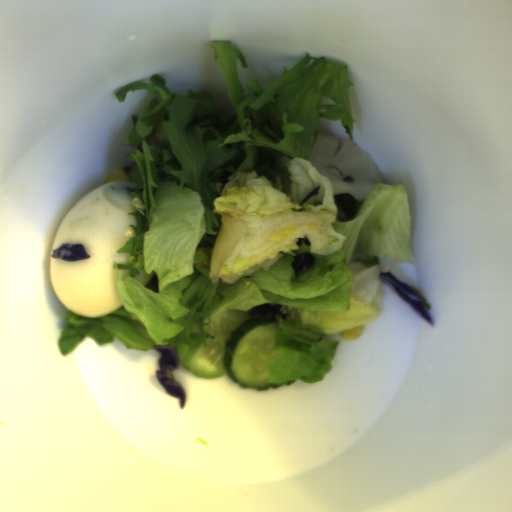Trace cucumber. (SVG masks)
<instances>
[{
	"mask_svg": "<svg viewBox=\"0 0 512 512\" xmlns=\"http://www.w3.org/2000/svg\"><path fill=\"white\" fill-rule=\"evenodd\" d=\"M275 319L260 320L241 311L214 315L205 333L208 339L194 353L174 352L178 362L199 378L217 379L228 375L240 389H278L268 375V367L279 352L273 350L278 331Z\"/></svg>",
	"mask_w": 512,
	"mask_h": 512,
	"instance_id": "obj_1",
	"label": "cucumber"
}]
</instances>
